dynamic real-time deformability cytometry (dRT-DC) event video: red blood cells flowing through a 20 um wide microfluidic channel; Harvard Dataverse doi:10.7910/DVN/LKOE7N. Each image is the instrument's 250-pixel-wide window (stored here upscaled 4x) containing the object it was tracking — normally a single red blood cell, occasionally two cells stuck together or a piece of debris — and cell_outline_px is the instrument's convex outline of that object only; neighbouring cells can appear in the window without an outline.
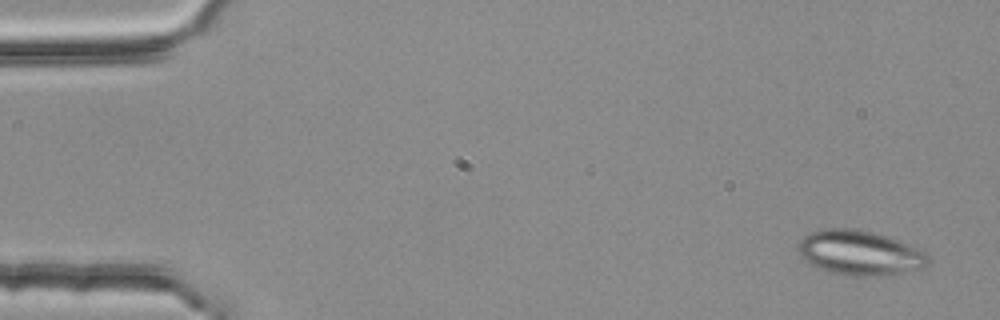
{"species": "common noctule bat (a hibernating species)", "species_latin": "Nyctalus noctula", "temperature_condition": "room temperature", "stored_images_in_passage": 3, "camera_frame_rate_fps": 3000, "um_per_image_px": 0.085, "animal": {"sex": "female", "body_mass_g": 25.1}, "frame": {"image": 1, "passage_image": 1, "time_ms": 0.0, "image_size_px": [1000, 320], "cell_outline_px": [[928, 264], [924, 268], [888, 276], [856, 276], [832, 272], [820, 268], [804, 260], [800, 256], [796, 248], [796, 244], [808, 232], [824, 228], [856, 228], [876, 232], [900, 240], [928, 252]], "centroid_in_image_um": [73.1, 21.47], "position_along_channel_um": 11.9, "area_um2": 34.56}}